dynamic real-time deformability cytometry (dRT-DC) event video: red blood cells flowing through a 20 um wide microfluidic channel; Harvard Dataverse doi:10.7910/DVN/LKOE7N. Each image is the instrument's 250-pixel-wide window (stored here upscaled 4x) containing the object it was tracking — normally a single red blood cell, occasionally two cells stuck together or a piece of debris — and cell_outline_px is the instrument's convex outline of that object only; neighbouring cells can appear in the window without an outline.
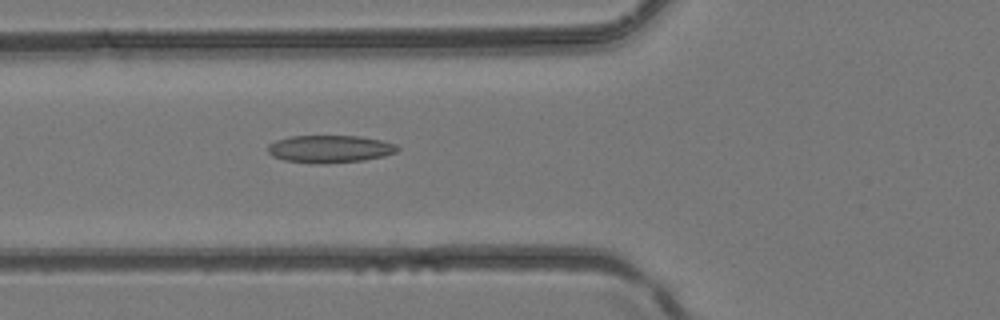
{"species": "common noctule bat (a hibernating species)", "species_latin": "Nyctalus noctula", "temperature_condition": "room temperature", "stored_images_in_passage": 5, "camera_frame_rate_fps": 3000, "um_per_image_px": 0.085, "animal": {"sex": "female", "body_mass_g": 24.6, "forearm_length_mm": 56.2}, "frame": {"image": 1, "passage_image": 4, "time_ms": 1.0, "image_size_px": [1000, 320], "cell_outline_px": [[400, 148], [396, 152], [384, 156], [364, 160], [324, 164], [320, 164], [284, 160], [272, 156], [268, 152], [268, 144], [276, 140], [292, 136], [360, 136], [380, 140], [396, 144]], "centroid_in_image_um": [28.04, 12.66], "position_along_channel_um": 97.8, "area_um2": 20.81}}